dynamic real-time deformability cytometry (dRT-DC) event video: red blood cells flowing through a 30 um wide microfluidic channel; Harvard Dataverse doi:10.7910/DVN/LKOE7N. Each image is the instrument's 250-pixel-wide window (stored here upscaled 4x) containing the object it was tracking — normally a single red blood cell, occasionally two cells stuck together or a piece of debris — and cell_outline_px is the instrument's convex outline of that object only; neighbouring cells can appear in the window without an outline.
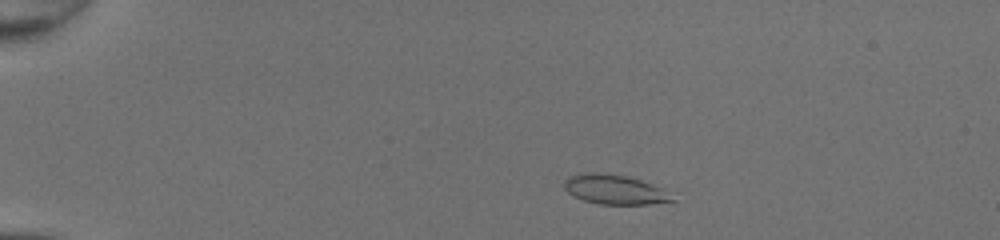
{"species": "common noctule bat (a hibernating species)", "species_latin": "Nyctalus noctula", "temperature_condition": "room temperature", "stored_images_in_passage": 45, "camera_frame_rate_fps": 3000, "um_per_image_px": 0.085, "animal": {"sex": "female", "body_mass_g": 20.0, "forearm_length_mm": 54.0}, "frame": {"image": 1, "passage_image": 6, "time_ms": 1.667, "image_size_px": [1000, 240], "cell_outline_px": [[676, 200], [648, 204], [600, 204], [584, 200], [572, 196], [564, 188], [564, 180], [568, 176], [584, 172], [600, 172], [624, 176], [640, 180], [660, 188]], "centroid_in_image_um": [52.15, 16.1], "position_along_channel_um": 32.8, "area_um2": 18.32}}
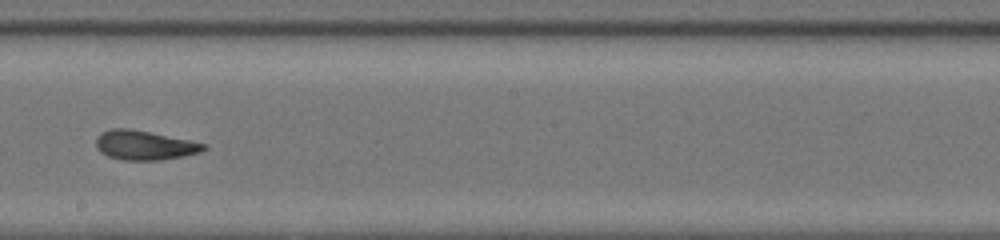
{"frame": {"image": 2, "passage_image": 26, "time_ms": 8.333, "image_size_px": [1000, 240], "cell_outline_px": [[208, 148], [200, 152], [184, 156], [160, 160], [124, 160], [108, 156], [100, 152], [96, 148], [96, 140], [104, 132], [112, 128], [128, 128], [208, 144]], "centroid_in_image_um": [12.31, 12.36], "position_along_channel_um": 235.9, "area_um2": 18.21}}
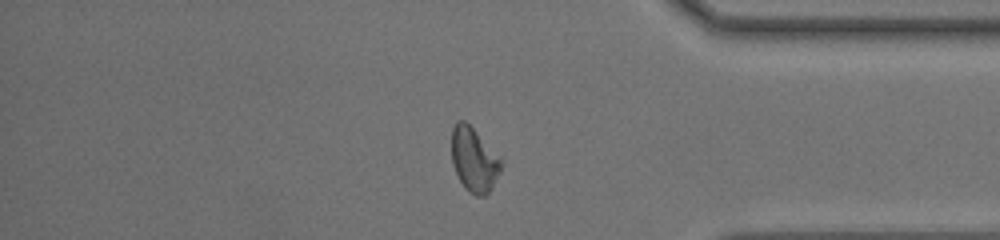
{"frame": {"image": 3, "passage_image": 38, "time_ms": 12.333, "image_size_px": [1000, 240], "cell_outline_px": [[504, 164], [488, 192], [484, 196], [476, 196], [468, 192], [464, 188], [452, 164], [452, 128], [456, 120], [464, 120], [504, 160]], "centroid_in_image_um": [40.29, 13.57], "position_along_channel_um": 394.9, "area_um2": 18.5}, "authors_computed_cell_mechanics": {"area_um2": 18.4382, "velocity_mm_per_s": 4.321, "shape_relaxation_time_tau1_ms": 3.6067, "shape_relaxation_time_tau2_ms": 1.261, "deformation_change_tau1": 0.1494, "deformation_change_tau2": 0.0782}}